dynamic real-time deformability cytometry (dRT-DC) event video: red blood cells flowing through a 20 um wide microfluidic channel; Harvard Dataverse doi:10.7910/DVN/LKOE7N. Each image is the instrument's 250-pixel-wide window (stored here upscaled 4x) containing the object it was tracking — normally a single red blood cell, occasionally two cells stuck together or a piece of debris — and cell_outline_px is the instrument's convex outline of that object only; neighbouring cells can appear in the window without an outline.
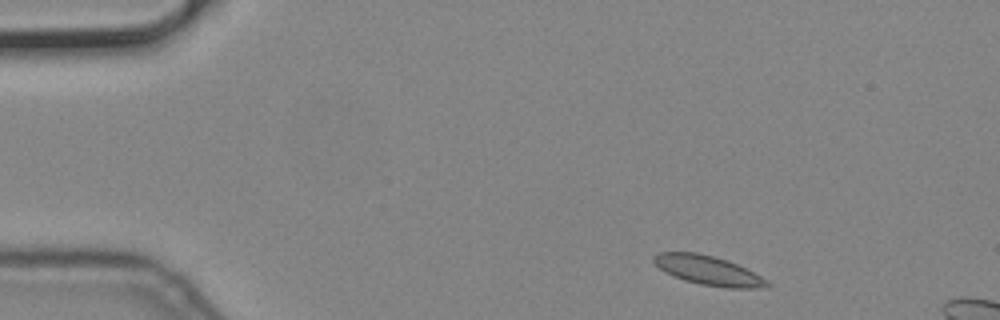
{"species": "common noctule bat (a hibernating species)", "species_latin": "Nyctalus noctula", "temperature_condition": "cold", "stored_images_in_passage": 3, "camera_frame_rate_fps": 3000, "um_per_image_px": 0.085, "animal": {"sex": "male", "body_mass_g": 19.2, "forearm_length_mm": 51.8}, "frame": {"image": 1, "passage_image": 1, "time_ms": 0.0, "image_size_px": [1000, 320], "cell_outline_px": [[772, 284], [756, 288], [724, 288], [700, 284], [684, 280], [672, 276], [664, 272], [652, 260], [652, 256], [656, 252], [696, 252], [728, 260], [768, 280]], "centroid_in_image_um": [60.14, 22.98], "position_along_channel_um": 24.9, "area_um2": 19.31}}